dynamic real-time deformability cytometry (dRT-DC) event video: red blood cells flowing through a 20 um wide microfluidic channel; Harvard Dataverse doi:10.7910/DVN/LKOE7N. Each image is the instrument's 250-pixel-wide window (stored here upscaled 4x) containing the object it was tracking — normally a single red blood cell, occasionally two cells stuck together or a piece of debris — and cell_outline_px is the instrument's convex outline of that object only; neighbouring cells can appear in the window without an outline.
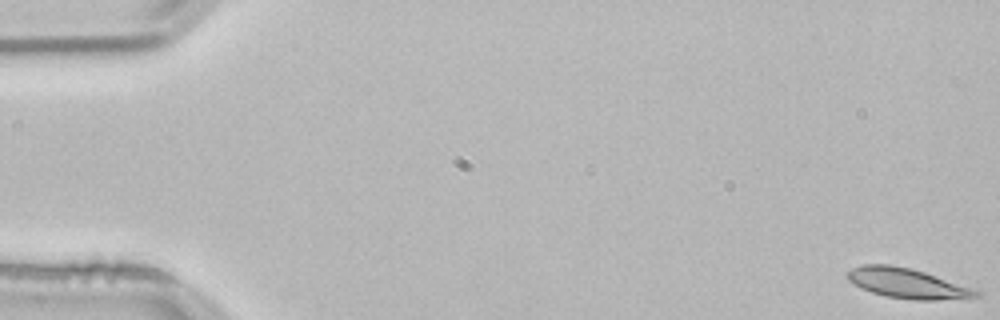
{"species": "common noctule bat (a hibernating species)", "species_latin": "Nyctalus noctula", "temperature_condition": "room temperature", "stored_images_in_passage": 54, "camera_frame_rate_fps": 3000, "um_per_image_px": 0.085, "animal": {"sex": "male", "body_mass_g": 21.5, "forearm_length_mm": 52.0}, "frame": {"image": 1, "passage_image": 1, "time_ms": 0.0, "image_size_px": [1000, 320], "cell_outline_px": [[980, 296], [968, 300], [912, 300], [884, 296], [860, 288], [848, 280], [848, 272], [852, 268], [864, 264], [888, 264], [912, 268], [924, 272], [980, 292]], "centroid_in_image_um": [77.12, 24.1], "position_along_channel_um": 7.9, "area_um2": 22.48}}
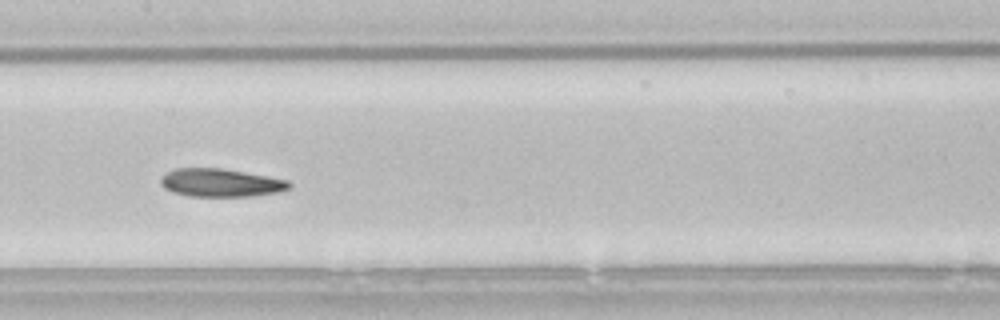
{"frame": {"image": 2, "passage_image": 27, "time_ms": 8.667, "image_size_px": [1000, 320], "cell_outline_px": [[292, 188], [276, 192], [252, 196], [188, 196], [172, 192], [164, 188], [160, 184], [160, 176], [176, 168], [220, 168], [244, 172], [288, 180], [292, 184]], "centroid_in_image_um": [18.73, 15.53], "position_along_channel_um": 188.7, "area_um2": 21.04}}
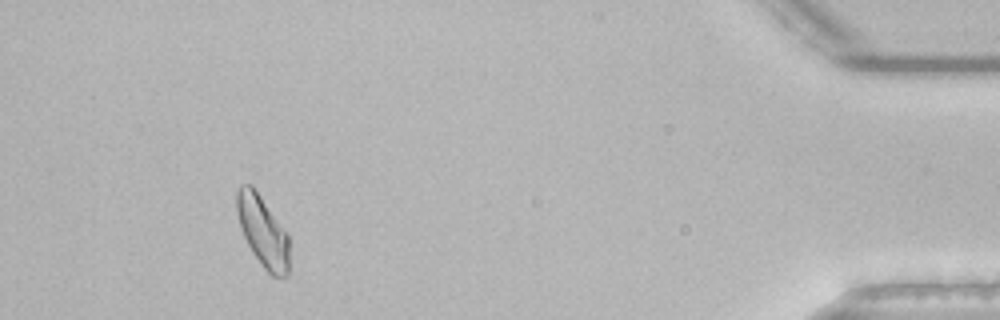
{"frame": {"image": 3, "passage_image": 50, "time_ms": 16.333, "image_size_px": [1000, 320], "cell_outline_px": [[288, 276], [272, 276], [264, 268], [252, 252], [240, 228], [236, 212], [236, 192], [240, 184], [252, 184], [288, 236]], "centroid_in_image_um": [22.29, 19.64], "position_along_channel_um": 412.9, "area_um2": 21.33}, "authors_computed_cell_mechanics": {"area_um2": 21.4438, "velocity_mm_per_s": 3.7788, "shape_relaxation_time_tau1_ms": 10.2759, "shape_relaxation_time_tau2_ms": 2.8131, "deformation_change_tau1": 0.1959, "deformation_change_tau2": 0.104}}